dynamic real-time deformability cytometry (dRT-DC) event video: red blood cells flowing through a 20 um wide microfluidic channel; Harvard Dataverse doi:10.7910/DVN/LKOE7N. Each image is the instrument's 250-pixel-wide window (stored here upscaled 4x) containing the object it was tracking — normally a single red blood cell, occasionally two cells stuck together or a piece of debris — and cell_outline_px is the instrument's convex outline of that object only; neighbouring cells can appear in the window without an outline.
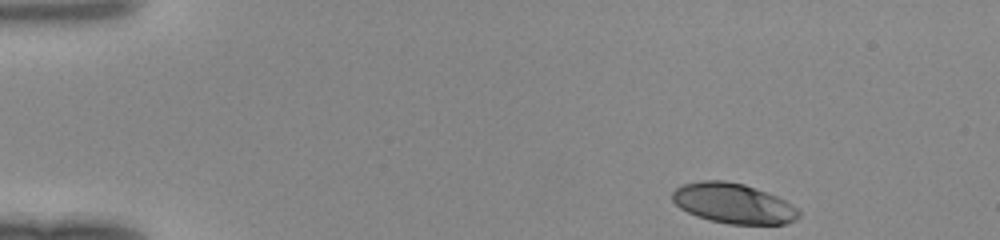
{"species": "human", "species_latin": "Homo sapiens", "temperature_condition": "room temperature", "stored_images_in_passage": 37, "camera_frame_rate_fps": 3000, "um_per_image_px": 0.085, "donor": {"sex": "female"}, "frame": {"image": 1, "passage_image": 1, "time_ms": 0.0, "image_size_px": [1000, 240], "cell_outline_px": [[800, 216], [796, 220], [784, 224], [728, 224], [708, 220], [696, 216], [680, 208], [672, 200], [672, 192], [676, 188], [684, 184], [700, 180], [724, 180], [744, 184], [776, 196], [792, 204], [800, 212]], "centroid_in_image_um": [62.32, 17.29], "position_along_channel_um": 22.7, "area_um2": 29.59}}
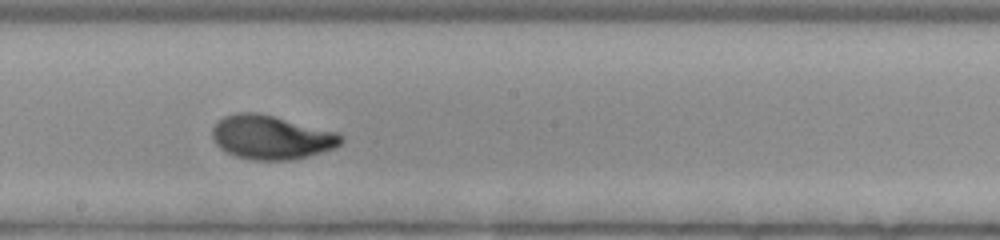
{"frame": {"image": 2, "passage_image": 22, "time_ms": 7.0, "image_size_px": [1000, 240], "cell_outline_px": [[344, 140], [336, 148], [308, 156], [288, 160], [248, 160], [236, 156], [220, 148], [212, 140], [212, 128], [216, 120], [224, 116], [236, 112], [256, 112], [340, 132], [344, 136]], "centroid_in_image_um": [23.06, 11.66], "position_along_channel_um": 225.1, "area_um2": 33.35}}
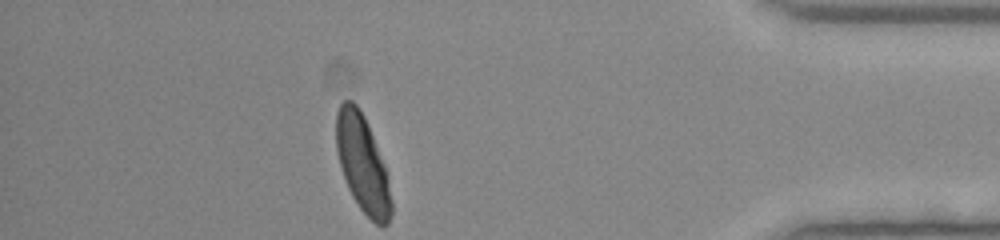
{"frame": {"image": 3, "passage_image": 37, "time_ms": 12.0, "image_size_px": [1000, 240], "cell_outline_px": [[392, 212], [388, 224], [376, 224], [360, 208], [352, 196], [348, 188], [340, 164], [336, 148], [336, 112], [340, 104], [344, 100], [352, 100], [360, 108], [368, 124], [384, 164], [388, 176], [392, 200]], "centroid_in_image_um": [30.82, 13.9], "position_along_channel_um": 404.4, "area_um2": 31.04}}